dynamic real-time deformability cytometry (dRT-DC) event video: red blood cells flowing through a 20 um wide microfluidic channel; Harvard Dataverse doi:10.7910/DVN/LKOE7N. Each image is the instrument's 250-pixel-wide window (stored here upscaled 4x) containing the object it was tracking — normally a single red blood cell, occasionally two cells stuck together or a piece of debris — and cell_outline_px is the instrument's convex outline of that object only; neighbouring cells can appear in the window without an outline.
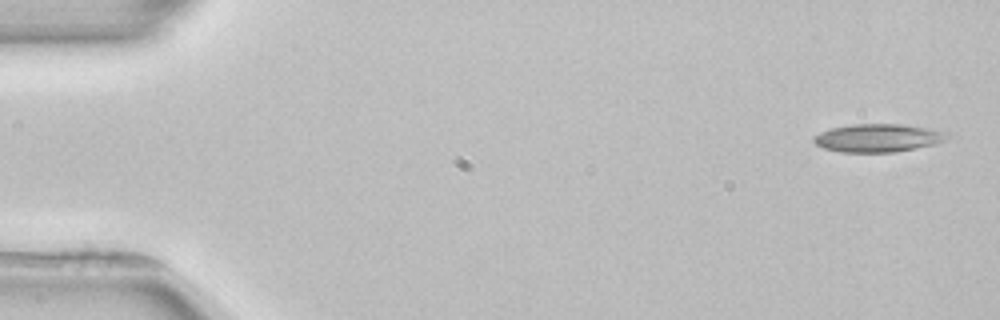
{"species": "common noctule bat (a hibernating species)", "species_latin": "Nyctalus noctula", "temperature_condition": "room temperature", "stored_images_in_passage": 4, "camera_frame_rate_fps": 3000, "um_per_image_px": 0.085, "animal": {"sex": "female", "body_mass_g": 22.7, "forearm_length_mm": 54.2}, "frame": {"image": 1, "passage_image": 1, "time_ms": 0.0, "image_size_px": [1000, 320], "cell_outline_px": [[952, 136], [936, 144], [896, 152], [840, 152], [824, 148], [816, 144], [812, 140], [820, 132], [832, 128], [852, 124], [900, 124], [928, 128], [948, 132]], "centroid_in_image_um": [74.67, 11.72], "position_along_channel_um": 10.3, "area_um2": 21.85}}
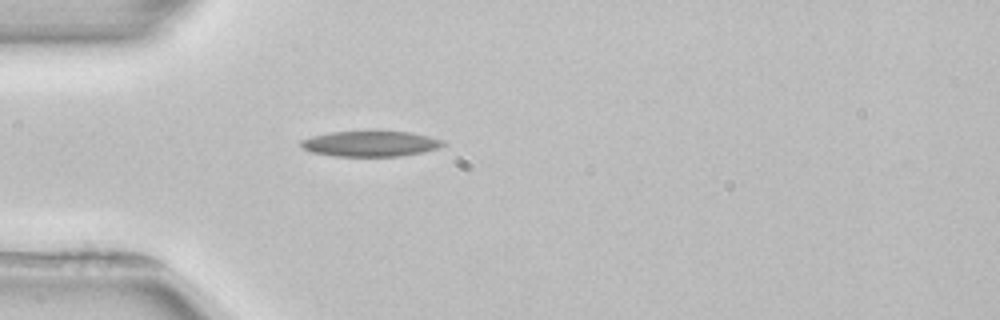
{"frame": {"image": 2, "passage_image": 4, "time_ms": 4.333, "image_size_px": [1000, 320], "cell_outline_px": [[444, 144], [440, 148], [400, 156], [336, 156], [312, 152], [300, 148], [300, 140], [312, 136], [332, 132], [412, 132], [444, 140]], "centroid_in_image_um": [31.47, 12.22], "position_along_channel_um": 53.5, "area_um2": 20.92}}